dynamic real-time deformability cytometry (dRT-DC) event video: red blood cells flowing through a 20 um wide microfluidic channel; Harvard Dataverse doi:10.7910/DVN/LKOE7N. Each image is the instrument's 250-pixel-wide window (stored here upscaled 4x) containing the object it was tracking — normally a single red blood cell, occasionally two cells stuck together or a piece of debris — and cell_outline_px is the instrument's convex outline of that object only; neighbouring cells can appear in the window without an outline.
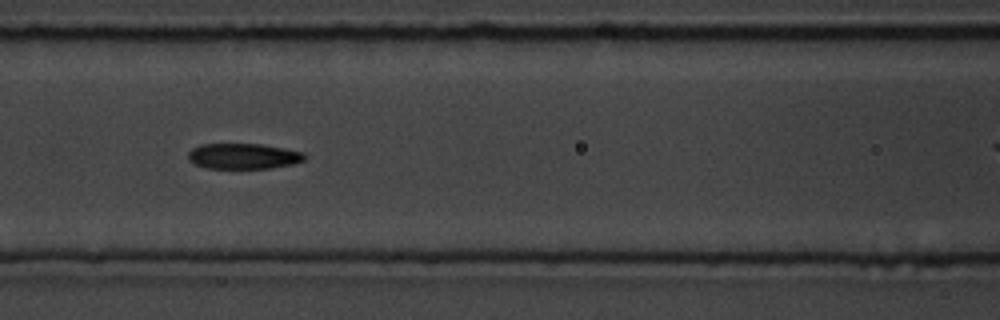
{"species": "common noctule bat (a hibernating species)", "species_latin": "Nyctalus noctula", "temperature_condition": "room temperature", "stored_images_in_passage": 11, "camera_frame_rate_fps": 3000, "um_per_image_px": 0.085, "animal": {"sex": "male", "body_mass_g": 19.5, "forearm_length_mm": 54.6}, "frame": {"image": 1, "passage_image": 8, "time_ms": 8.0, "image_size_px": [1000, 320], "cell_outline_px": [[304, 160], [292, 164], [272, 168], [208, 168], [196, 164], [188, 160], [188, 152], [192, 148], [200, 144], [260, 144], [284, 148], [304, 152]], "centroid_in_image_um": [20.67, 13.27], "position_along_channel_um": 145.9, "area_um2": 17.28}}
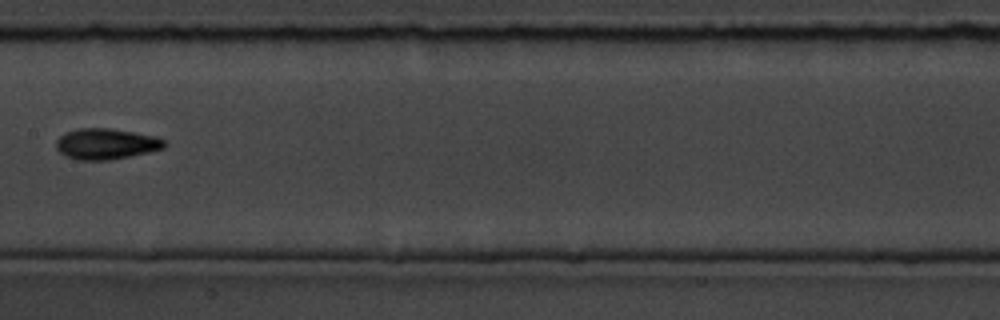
{"frame": {"image": 2, "passage_image": 10, "time_ms": 11.333, "image_size_px": [1000, 320], "cell_outline_px": [[164, 148], [148, 152], [108, 160], [80, 160], [64, 156], [56, 148], [56, 140], [64, 132], [80, 128], [108, 128], [132, 132], [152, 136], [164, 140]], "centroid_in_image_um": [8.94, 12.23], "position_along_channel_um": 198.5, "area_um2": 19.19}}
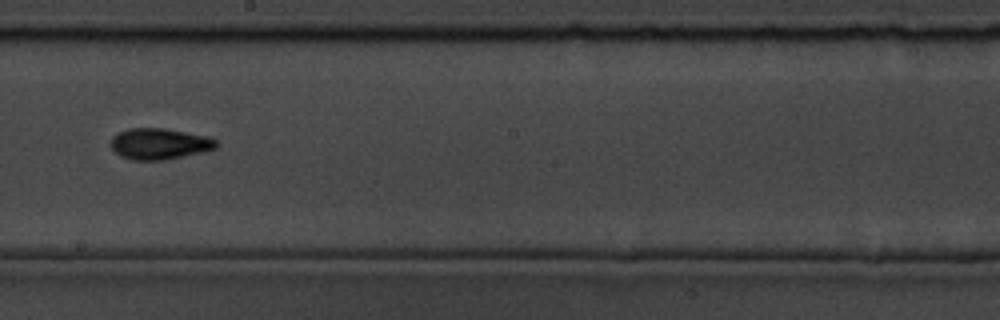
{"frame": {"image": 3, "passage_image": 11, "time_ms": 12.333, "image_size_px": [1000, 320], "cell_outline_px": [[220, 144], [216, 148], [204, 152], [164, 160], [132, 160], [120, 156], [108, 144], [112, 136], [128, 128], [164, 128], [208, 136], [216, 140]], "centroid_in_image_um": [13.55, 12.22], "position_along_channel_um": 234.6, "area_um2": 19.36}}